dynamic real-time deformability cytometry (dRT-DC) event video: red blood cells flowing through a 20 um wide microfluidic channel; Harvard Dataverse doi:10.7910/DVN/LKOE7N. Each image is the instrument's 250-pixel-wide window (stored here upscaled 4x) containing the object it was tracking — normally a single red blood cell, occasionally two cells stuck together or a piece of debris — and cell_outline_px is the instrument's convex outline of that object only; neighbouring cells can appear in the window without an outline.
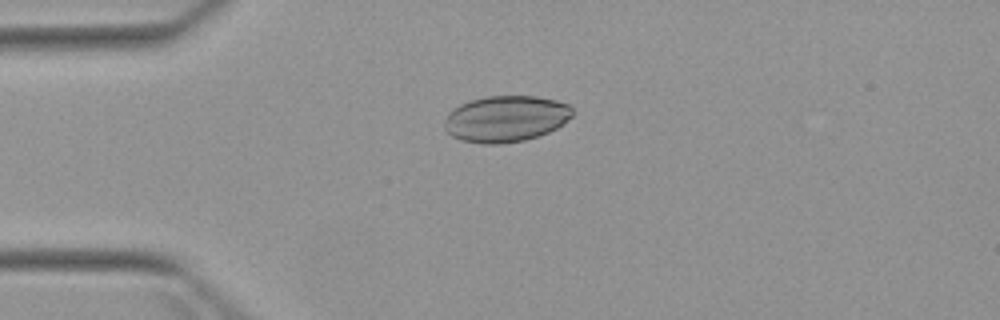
{"species": "Egyptian fruit bat (a non-hibernating species)", "species_latin": "Rousettus aegyptiacus", "temperature_condition": "warm", "stored_images_in_passage": 3, "camera_frame_rate_fps": 3000, "um_per_image_px": 0.085, "animal": {"sex": "female"}, "frame": {"image": 1, "passage_image": 1, "time_ms": 0.0, "image_size_px": [1000, 320], "cell_outline_px": [[572, 116], [556, 128], [548, 132], [524, 140], [500, 144], [484, 144], [460, 140], [452, 136], [444, 128], [448, 112], [452, 108], [460, 104], [472, 100], [488, 96], [536, 96], [556, 100], [568, 104], [572, 108]], "centroid_in_image_um": [42.98, 10.09], "position_along_channel_um": 42.0, "area_um2": 34.39}}
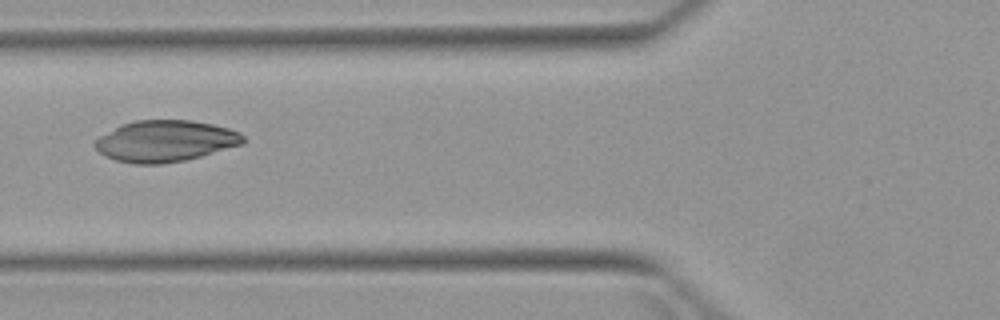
{"frame": {"image": 2, "passage_image": 3, "time_ms": 2.333, "image_size_px": [1000, 320], "cell_outline_px": [[244, 144], [200, 156], [184, 160], [164, 164], [132, 164], [116, 160], [100, 152], [92, 144], [100, 136], [120, 124], [136, 120], [192, 120], [212, 124], [228, 128], [240, 132], [244, 136]], "centroid_in_image_um": [14.05, 11.98], "position_along_channel_um": 111.7, "area_um2": 35.72}}